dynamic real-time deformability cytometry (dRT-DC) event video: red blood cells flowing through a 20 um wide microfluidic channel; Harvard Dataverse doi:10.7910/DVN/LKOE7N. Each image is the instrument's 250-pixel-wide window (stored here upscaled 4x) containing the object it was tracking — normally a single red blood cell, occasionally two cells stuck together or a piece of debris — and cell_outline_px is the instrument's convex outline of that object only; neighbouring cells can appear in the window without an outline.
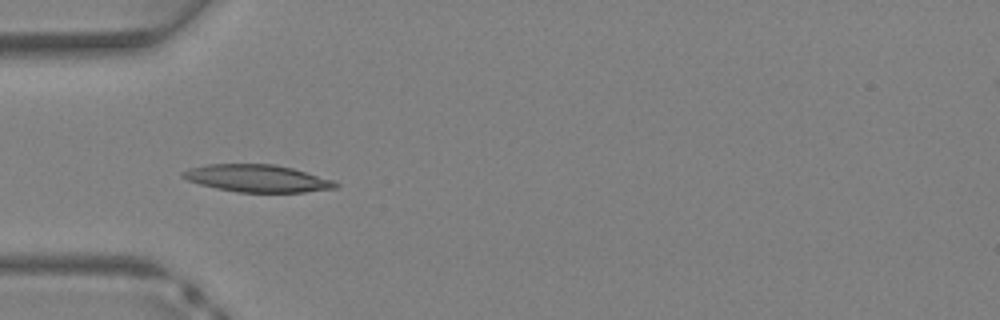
{"species": "Egyptian fruit bat (a non-hibernating species)", "species_latin": "Rousettus aegyptiacus", "temperature_condition": "warm", "stored_images_in_passage": 31, "camera_frame_rate_fps": 3000, "um_per_image_px": 0.085, "animal": {"sex": "female"}, "frame": {"image": 1, "passage_image": 5, "time_ms": 1.333, "image_size_px": [1000, 320], "cell_outline_px": [[340, 184], [336, 188], [304, 192], [236, 192], [216, 188], [200, 184], [188, 180], [180, 176], [180, 172], [192, 168], [208, 164], [276, 164], [292, 168], [332, 180]], "centroid_in_image_um": [21.85, 15.16], "position_along_channel_um": 63.1, "area_um2": 24.16}}
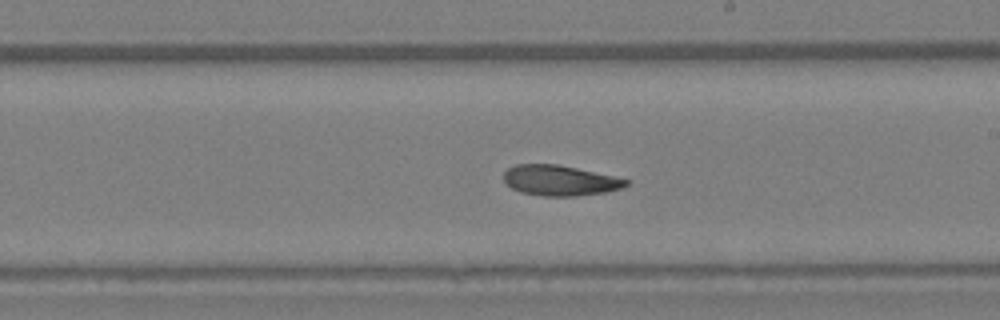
{"frame": {"image": 2, "passage_image": 15, "time_ms": 4.667, "image_size_px": [1000, 320], "cell_outline_px": [[632, 180], [628, 184], [620, 188], [608, 192], [576, 196], [544, 196], [520, 192], [512, 188], [504, 180], [504, 172], [508, 168], [516, 164], [556, 164], [576, 168]], "centroid_in_image_um": [47.6, 15.34], "position_along_channel_um": 241.4, "area_um2": 21.62}}
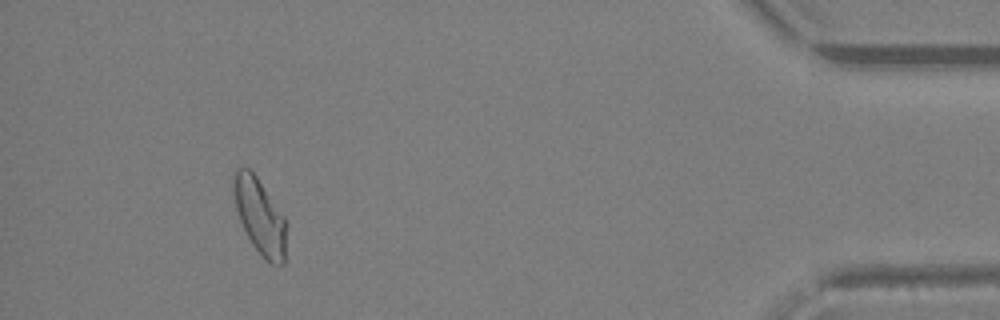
{"frame": {"image": 3, "passage_image": 28, "time_ms": 9.0, "image_size_px": [1000, 320], "cell_outline_px": [[288, 224], [284, 264], [268, 264], [264, 260], [252, 244], [240, 220], [236, 208], [232, 188], [232, 176], [236, 168], [248, 168], [256, 176], [284, 216]], "centroid_in_image_um": [22.1, 18.41], "position_along_channel_um": 413.1, "area_um2": 23.52}}